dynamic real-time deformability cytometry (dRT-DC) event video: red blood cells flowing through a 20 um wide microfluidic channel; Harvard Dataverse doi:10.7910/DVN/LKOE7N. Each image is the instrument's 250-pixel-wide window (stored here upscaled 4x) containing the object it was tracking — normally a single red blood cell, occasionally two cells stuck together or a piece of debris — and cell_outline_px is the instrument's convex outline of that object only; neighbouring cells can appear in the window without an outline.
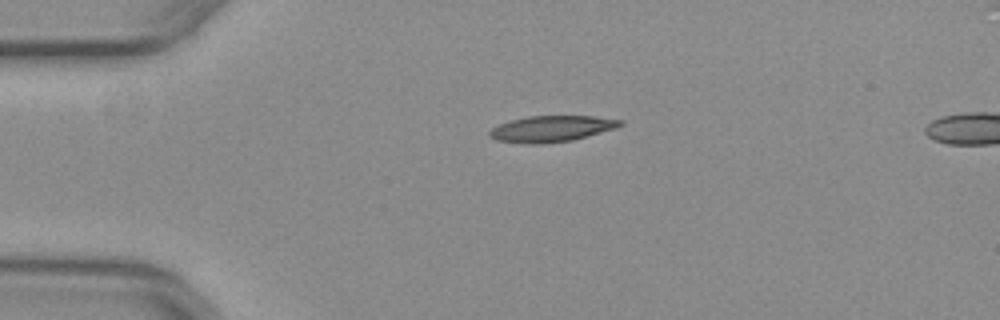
{"species": "common noctule bat (a hibernating species)", "species_latin": "Nyctalus noctula", "temperature_condition": "warm", "stored_images_in_passage": 41, "camera_frame_rate_fps": 3000, "um_per_image_px": 0.085, "animal": {"sex": "female", "body_mass_g": 29.2, "forearm_length_mm": 56.3}, "frame": {"image": 1, "passage_image": 1, "time_ms": 0.0, "image_size_px": [1000, 320], "cell_outline_px": [[624, 124], [616, 128], [572, 140], [544, 144], [524, 144], [496, 140], [488, 136], [488, 132], [492, 128], [500, 124], [512, 120], [528, 116], [596, 116], [624, 120]], "centroid_in_image_um": [46.88, 10.95], "position_along_channel_um": 38.1, "area_um2": 20.0}}
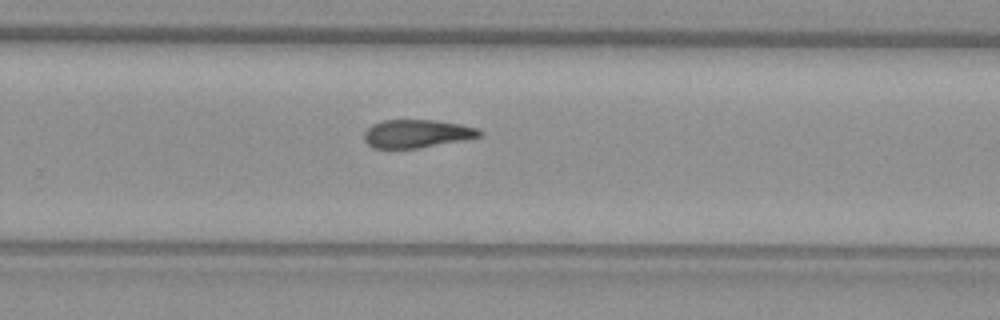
{"frame": {"image": 2, "passage_image": 23, "time_ms": 7.333, "image_size_px": [1000, 320], "cell_outline_px": [[484, 132], [480, 136], [464, 140], [420, 148], [372, 148], [364, 140], [364, 132], [372, 124], [384, 120], [436, 120], [460, 124], [476, 128]], "centroid_in_image_um": [35.42, 11.36], "position_along_channel_um": 294.4, "area_um2": 18.96}}
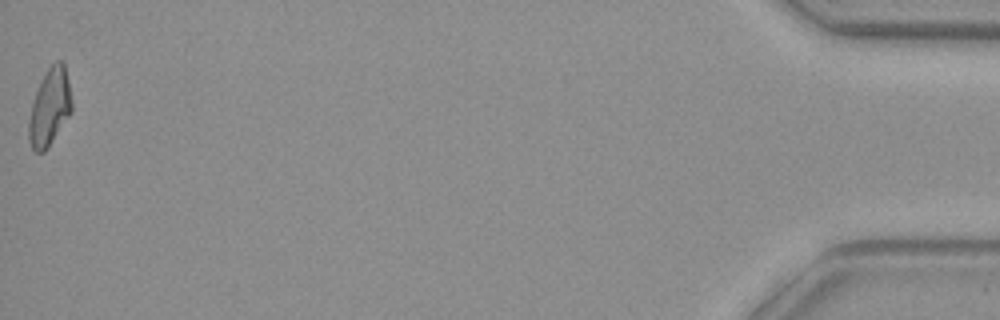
{"frame": {"image": 3, "passage_image": 41, "time_ms": 13.333, "image_size_px": [1000, 320], "cell_outline_px": [[72, 112], [48, 148], [44, 152], [36, 152], [32, 148], [28, 140], [28, 124], [32, 104], [36, 92], [48, 68], [56, 60], [60, 60], [64, 64], [72, 104]], "centroid_in_image_um": [4.22, 9.17], "position_along_channel_um": 431.0, "area_um2": 19.02}}